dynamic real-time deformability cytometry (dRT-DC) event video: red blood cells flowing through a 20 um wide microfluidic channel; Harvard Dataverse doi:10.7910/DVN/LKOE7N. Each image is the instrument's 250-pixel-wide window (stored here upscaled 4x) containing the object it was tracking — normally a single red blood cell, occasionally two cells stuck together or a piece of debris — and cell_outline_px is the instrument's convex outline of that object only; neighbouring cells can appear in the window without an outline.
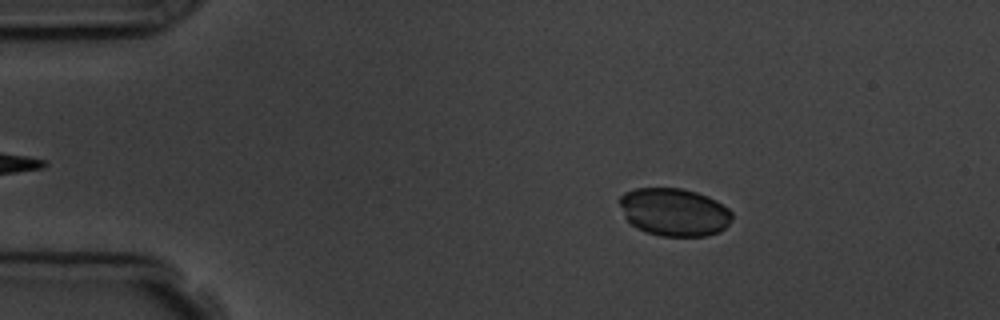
{"species": "common noctule bat (a hibernating species)", "species_latin": "Nyctalus noctula", "temperature_condition": "room temperature", "stored_images_in_passage": 3, "camera_frame_rate_fps": 3000, "um_per_image_px": 0.085, "animal": {"sex": "male", "body_mass_g": 19.5, "forearm_length_mm": 54.6}, "frame": {"image": 1, "passage_image": 1, "time_ms": 0.0, "image_size_px": [1000, 320], "cell_outline_px": [[732, 220], [720, 232], [708, 236], [660, 236], [636, 228], [624, 216], [620, 204], [620, 196], [624, 192], [636, 188], [680, 188], [696, 192], [708, 196], [716, 200], [728, 208], [732, 212]], "centroid_in_image_um": [57.32, 18.03], "position_along_channel_um": 27.7, "area_um2": 31.44}}